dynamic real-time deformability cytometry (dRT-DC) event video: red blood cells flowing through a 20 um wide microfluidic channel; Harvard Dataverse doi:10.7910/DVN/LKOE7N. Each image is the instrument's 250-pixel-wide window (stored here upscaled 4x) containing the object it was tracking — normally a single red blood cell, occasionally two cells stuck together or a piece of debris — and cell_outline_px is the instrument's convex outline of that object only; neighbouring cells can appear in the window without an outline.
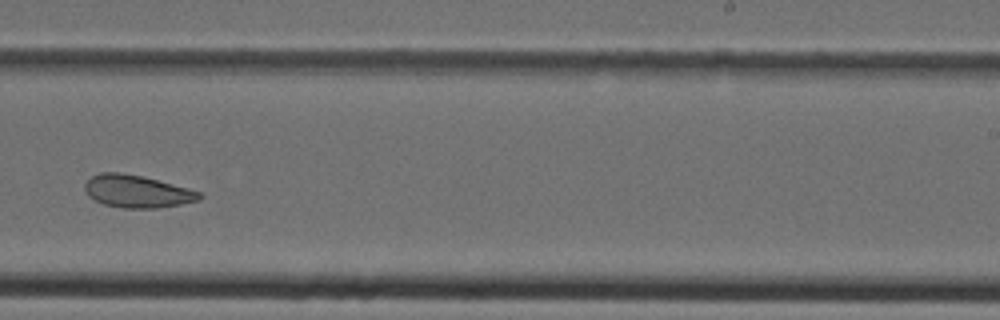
{"species": "Egyptian fruit bat (a non-hibernating species)", "species_latin": "Rousettus aegyptiacus", "temperature_condition": "cold", "stored_images_in_passage": 34, "camera_frame_rate_fps": 3000, "um_per_image_px": 0.085, "animal": {"sex": "female"}, "frame": {"image": 1, "passage_image": 19, "time_ms": 6.0, "image_size_px": [1000, 320], "cell_outline_px": [[204, 196], [196, 200], [180, 204], [156, 208], [124, 208], [104, 204], [88, 196], [84, 188], [84, 184], [92, 176], [100, 172], [120, 172], [140, 176], [188, 188], [200, 192]], "centroid_in_image_um": [11.61, 16.26], "position_along_channel_um": 277.4, "area_um2": 21.39}}